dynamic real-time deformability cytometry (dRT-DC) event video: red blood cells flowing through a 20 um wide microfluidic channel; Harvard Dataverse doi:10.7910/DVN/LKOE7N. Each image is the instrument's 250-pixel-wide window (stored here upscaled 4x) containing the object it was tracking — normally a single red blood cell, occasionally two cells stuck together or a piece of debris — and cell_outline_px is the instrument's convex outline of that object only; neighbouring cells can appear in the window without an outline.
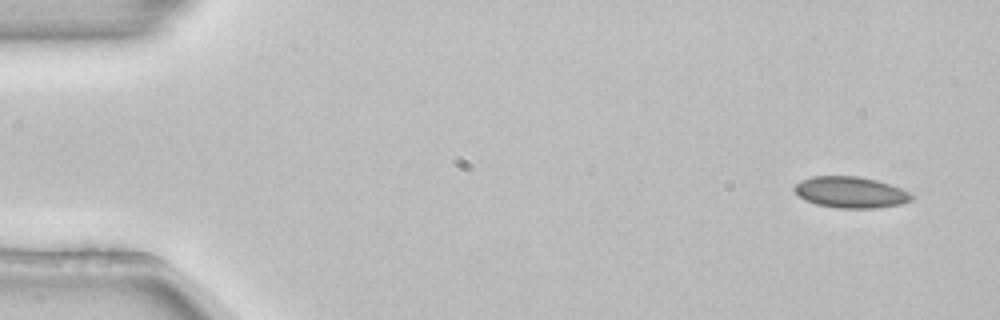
{"species": "common noctule bat (a hibernating species)", "species_latin": "Nyctalus noctula", "temperature_condition": "room temperature", "stored_images_in_passage": 5, "camera_frame_rate_fps": 3000, "um_per_image_px": 0.085, "animal": {"sex": "female", "body_mass_g": 22.7, "forearm_length_mm": 54.2}, "frame": {"image": 1, "passage_image": 1, "time_ms": 0.0, "image_size_px": [1000, 320], "cell_outline_px": [[916, 196], [912, 200], [900, 204], [876, 208], [840, 208], [816, 204], [804, 200], [792, 188], [800, 180], [812, 176], [856, 176], [876, 180], [900, 188]], "centroid_in_image_um": [72.29, 16.34], "position_along_channel_um": 12.7, "area_um2": 21.27}}
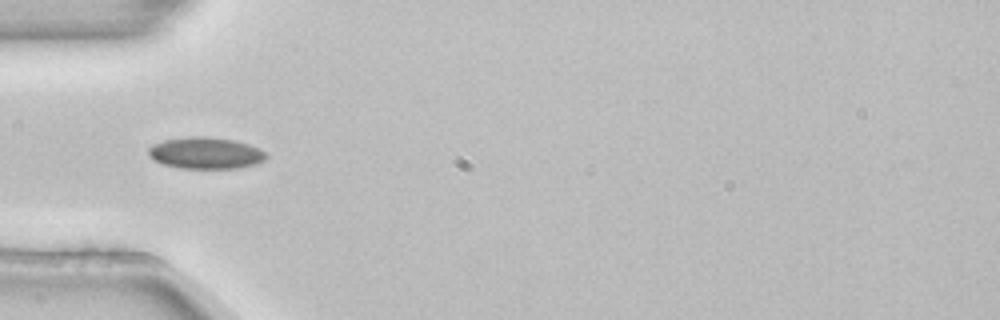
{"frame": {"image": 2, "passage_image": 4, "time_ms": 1.0, "image_size_px": [1000, 320], "cell_outline_px": [[268, 156], [264, 160], [256, 164], [236, 168], [180, 168], [164, 164], [148, 156], [148, 148], [152, 144], [164, 140], [188, 136], [204, 136], [232, 140], [248, 144], [260, 148]], "centroid_in_image_um": [17.47, 13.0], "position_along_channel_um": 67.5, "area_um2": 21.62}}